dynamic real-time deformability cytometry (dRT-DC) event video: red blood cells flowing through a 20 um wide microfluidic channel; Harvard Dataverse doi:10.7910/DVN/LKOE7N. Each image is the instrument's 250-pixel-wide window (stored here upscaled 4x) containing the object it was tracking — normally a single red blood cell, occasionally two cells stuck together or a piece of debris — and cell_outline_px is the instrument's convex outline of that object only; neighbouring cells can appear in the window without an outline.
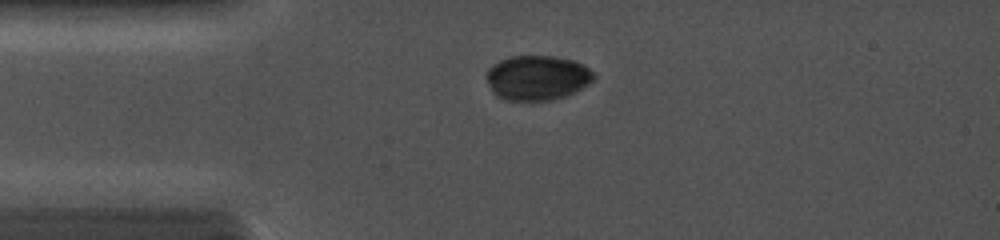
{"species": "common noctule bat (a hibernating species)", "species_latin": "Nyctalus noctula", "temperature_condition": "cold", "stored_images_in_passage": 4, "camera_frame_rate_fps": 5000, "um_per_image_px": 0.085, "animal": {"sex": "female", "body_mass_g": 19.0, "forearm_length_mm": 56.7}, "frame": {"image": 1, "passage_image": 2, "time_ms": 1.0, "image_size_px": [1000, 240], "cell_outline_px": [[596, 76], [588, 84], [564, 96], [548, 100], [504, 100], [496, 96], [492, 92], [484, 76], [484, 72], [492, 64], [508, 56], [552, 56], [572, 60], [584, 64]], "centroid_in_image_um": [45.59, 6.6], "position_along_channel_um": 39.4, "area_um2": 28.09}}
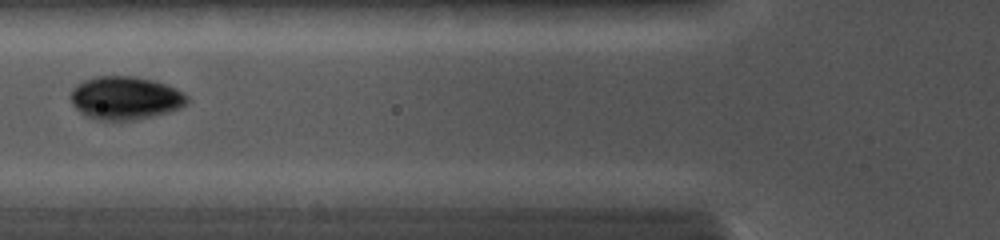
{"frame": {"image": 2, "passage_image": 4, "time_ms": 3.2, "image_size_px": [1000, 240], "cell_outline_px": [[188, 104], [180, 108], [168, 112], [136, 120], [96, 120], [80, 112], [72, 104], [68, 96], [72, 88], [76, 84], [84, 80], [96, 76], [136, 76], [156, 80], [168, 84], [176, 88], [188, 96]], "centroid_in_image_um": [10.65, 8.32], "position_along_channel_um": 115.2, "area_um2": 29.77}}